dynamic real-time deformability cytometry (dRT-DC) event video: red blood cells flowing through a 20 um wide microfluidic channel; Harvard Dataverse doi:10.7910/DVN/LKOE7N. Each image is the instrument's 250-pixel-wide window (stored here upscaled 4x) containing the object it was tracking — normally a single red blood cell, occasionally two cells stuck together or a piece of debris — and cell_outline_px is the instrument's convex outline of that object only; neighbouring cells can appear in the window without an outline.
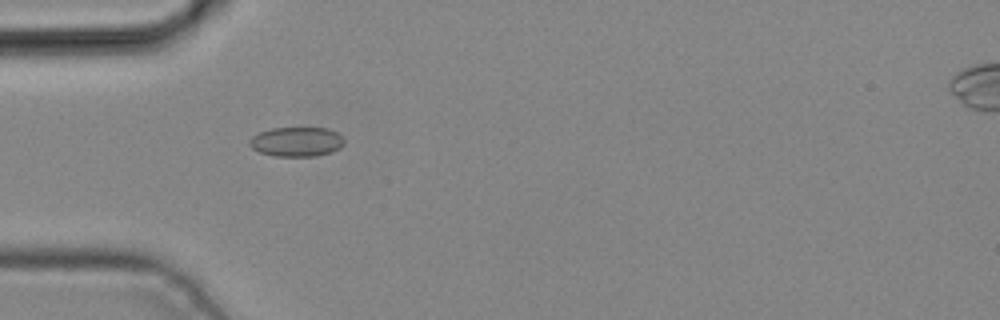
{"species": "common noctule bat (a hibernating species)", "species_latin": "Nyctalus noctula", "temperature_condition": "cold", "stored_images_in_passage": 6, "camera_frame_rate_fps": 3000, "um_per_image_px": 0.085, "animal": {"sex": "male", "body_mass_g": 19.2, "forearm_length_mm": 51.8}, "frame": {"image": 1, "passage_image": 4, "time_ms": 1.0, "image_size_px": [1000, 320], "cell_outline_px": [[344, 144], [340, 148], [332, 152], [316, 156], [272, 156], [260, 152], [252, 148], [248, 144], [248, 140], [252, 136], [260, 132], [272, 128], [328, 128], [336, 132], [344, 140]], "centroid_in_image_um": [25.19, 12.05], "position_along_channel_um": 59.8, "area_um2": 16.36}}
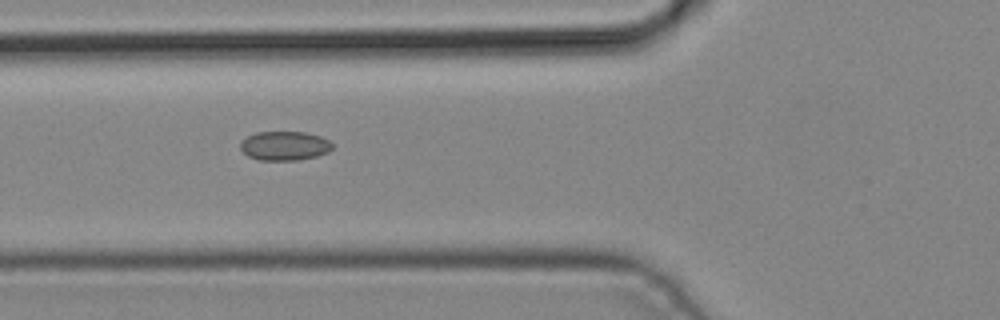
{"frame": {"image": 2, "passage_image": 5, "time_ms": 1.333, "image_size_px": [1000, 320], "cell_outline_px": [[332, 148], [328, 152], [316, 156], [296, 160], [260, 160], [248, 156], [240, 148], [240, 144], [248, 136], [256, 132], [304, 132], [320, 136], [328, 140], [332, 144]], "centroid_in_image_um": [24.19, 12.39], "position_along_channel_um": 101.6, "area_um2": 15.43}}
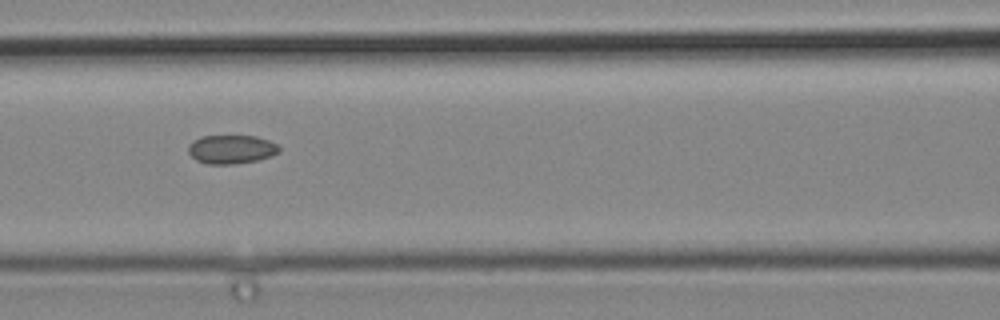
{"frame": {"image": 3, "passage_image": 6, "time_ms": 1.667, "image_size_px": [1000, 320], "cell_outline_px": [[280, 152], [272, 156], [256, 160], [232, 164], [208, 164], [196, 160], [188, 152], [188, 144], [192, 140], [200, 136], [256, 136], [268, 140], [276, 144], [280, 148]], "centroid_in_image_um": [19.64, 12.68], "position_along_channel_um": 147.0, "area_um2": 15.26}}